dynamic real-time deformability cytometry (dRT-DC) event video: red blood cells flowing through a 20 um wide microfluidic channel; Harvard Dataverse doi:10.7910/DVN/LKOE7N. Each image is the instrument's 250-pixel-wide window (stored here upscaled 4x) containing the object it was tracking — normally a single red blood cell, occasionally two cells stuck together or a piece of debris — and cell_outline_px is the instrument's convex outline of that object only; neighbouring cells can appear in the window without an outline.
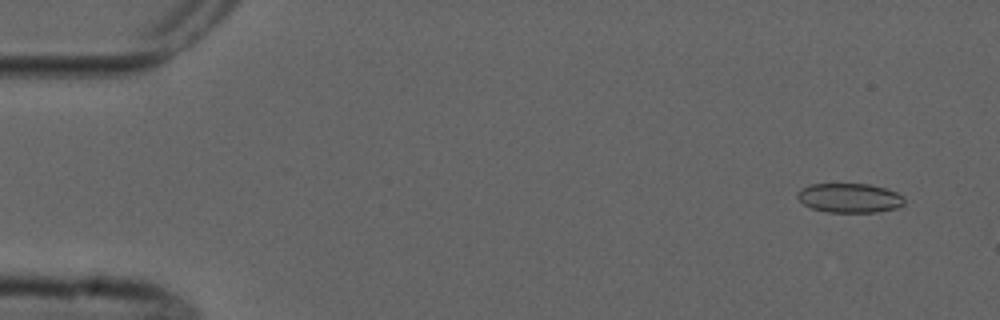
{"species": "common noctule bat (a hibernating species)", "species_latin": "Nyctalus noctula", "temperature_condition": "cold", "stored_images_in_passage": 4, "camera_frame_rate_fps": 3000, "um_per_image_px": 0.085, "animal": {"sex": "male", "forearm_length_mm": 52.5}, "frame": {"image": 1, "passage_image": 1, "time_ms": 0.0, "image_size_px": [1000, 320], "cell_outline_px": [[904, 204], [896, 208], [876, 212], [828, 212], [812, 208], [804, 204], [796, 196], [796, 192], [800, 188], [808, 184], [868, 184], [884, 188], [896, 192], [904, 196]], "centroid_in_image_um": [72.19, 16.82], "position_along_channel_um": 12.8, "area_um2": 18.32}}
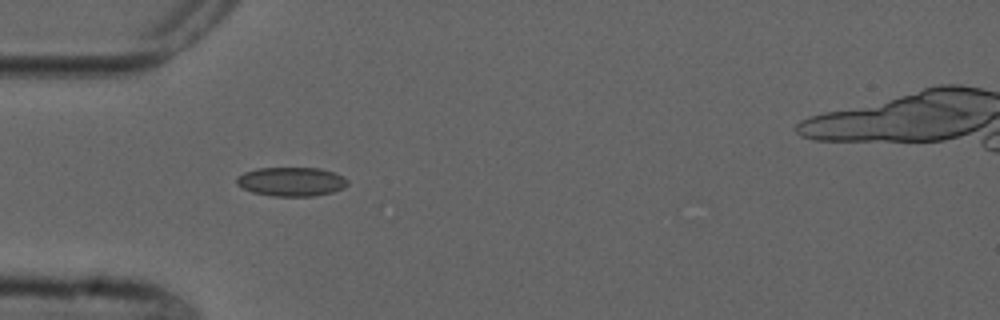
{"frame": {"image": 2, "passage_image": 3, "time_ms": 4.333, "image_size_px": [1000, 320], "cell_outline_px": [[348, 184], [344, 188], [332, 192], [312, 196], [272, 196], [252, 192], [236, 184], [236, 176], [244, 172], [256, 168], [320, 168], [336, 172], [344, 176], [348, 180]], "centroid_in_image_um": [24.78, 15.43], "position_along_channel_um": 60.2, "area_um2": 18.96}}
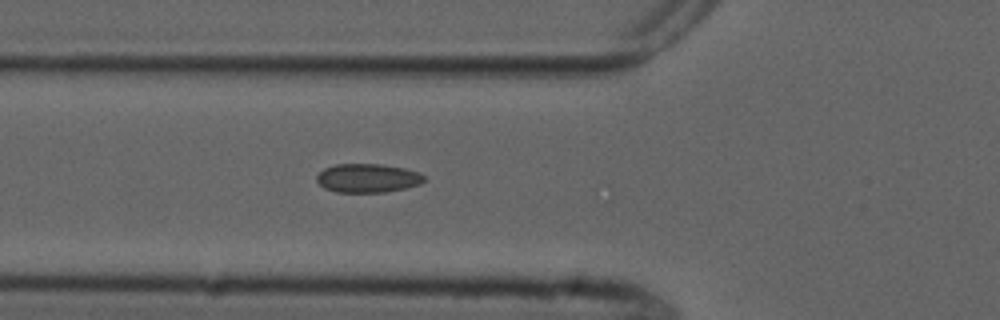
{"frame": {"image": 3, "passage_image": 4, "time_ms": 5.333, "image_size_px": [1000, 320], "cell_outline_px": [[424, 180], [420, 184], [404, 188], [384, 192], [336, 192], [324, 188], [316, 180], [316, 176], [324, 168], [336, 164], [380, 164], [404, 168], [420, 172], [424, 176]], "centroid_in_image_um": [31.24, 15.13], "position_along_channel_um": 94.6, "area_um2": 17.98}}